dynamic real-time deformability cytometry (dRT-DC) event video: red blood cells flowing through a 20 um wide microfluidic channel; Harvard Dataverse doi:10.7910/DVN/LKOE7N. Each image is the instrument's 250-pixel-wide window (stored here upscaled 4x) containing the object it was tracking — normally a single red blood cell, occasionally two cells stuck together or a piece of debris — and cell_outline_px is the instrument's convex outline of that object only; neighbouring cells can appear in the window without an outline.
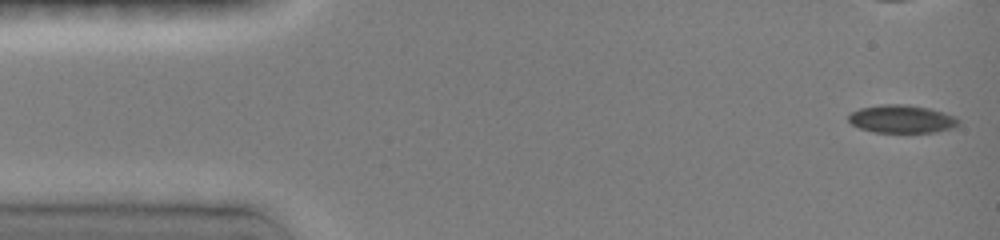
{"species": "common noctule bat (a hibernating species)", "species_latin": "Nyctalus noctula", "temperature_condition": "room temperature", "stored_images_in_passage": 19, "camera_frame_rate_fps": 3000, "um_per_image_px": 0.085, "animal": {"sex": "female", "body_mass_g": 19.0, "forearm_length_mm": 51.5}, "frame": {"image": 1, "passage_image": 1, "time_ms": 0.0, "image_size_px": [1000, 240], "cell_outline_px": [[960, 124], [952, 128], [936, 132], [872, 132], [860, 128], [852, 124], [848, 120], [848, 116], [852, 112], [860, 108], [880, 104], [904, 104], [928, 108], [944, 112], [956, 116], [960, 120]], "centroid_in_image_um": [76.67, 10.11], "position_along_channel_um": 8.3, "area_um2": 18.03}}